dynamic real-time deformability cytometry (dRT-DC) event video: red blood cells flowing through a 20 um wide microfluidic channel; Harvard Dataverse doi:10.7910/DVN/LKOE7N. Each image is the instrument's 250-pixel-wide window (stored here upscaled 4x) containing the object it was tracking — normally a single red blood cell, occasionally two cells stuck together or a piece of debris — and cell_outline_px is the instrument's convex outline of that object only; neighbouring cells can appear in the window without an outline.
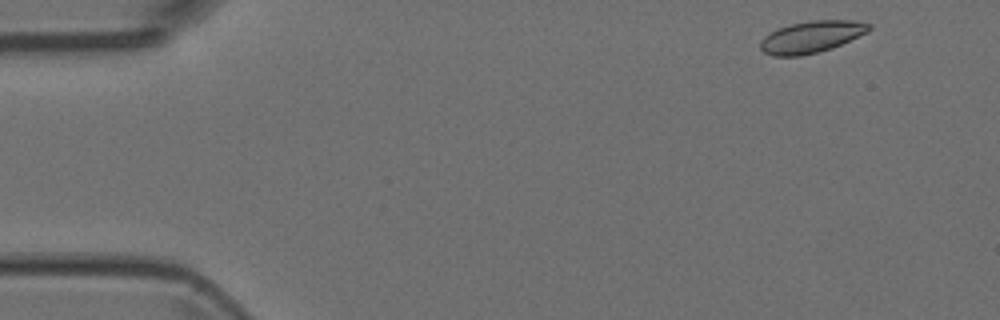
{"species": "Egyptian fruit bat (a non-hibernating species)", "species_latin": "Rousettus aegyptiacus", "temperature_condition": "room temperature", "stored_images_in_passage": 6, "camera_frame_rate_fps": 3000, "um_per_image_px": 0.085, "animal": {"sex": "female"}, "frame": {"image": 1, "passage_image": 2, "time_ms": 0.333, "image_size_px": [1000, 320], "cell_outline_px": [[872, 28], [868, 32], [832, 48], [800, 56], [772, 56], [764, 52], [760, 48], [760, 40], [764, 36], [776, 28], [808, 20], [856, 20], [872, 24]], "centroid_in_image_um": [68.97, 3.12], "position_along_channel_um": 16.0, "area_um2": 20.29}}